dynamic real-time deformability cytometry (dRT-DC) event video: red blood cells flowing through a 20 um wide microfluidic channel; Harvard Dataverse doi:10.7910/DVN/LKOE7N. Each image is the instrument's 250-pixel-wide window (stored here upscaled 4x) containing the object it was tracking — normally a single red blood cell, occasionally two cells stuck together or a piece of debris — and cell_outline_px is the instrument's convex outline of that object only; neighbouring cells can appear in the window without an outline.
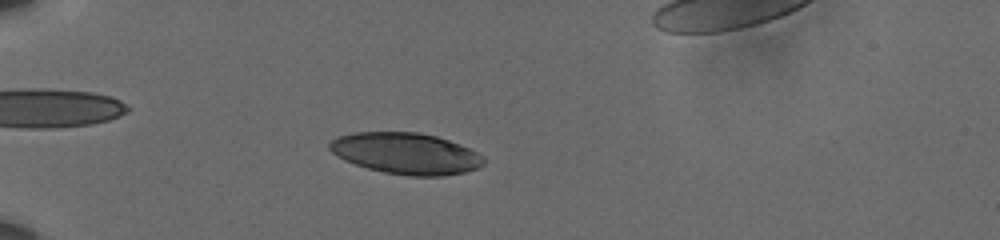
{"species": "human", "species_latin": "Homo sapiens", "temperature_condition": "cold", "stored_images_in_passage": 58, "camera_frame_rate_fps": 3000, "um_per_image_px": 0.085, "donor": {"sex": "male"}, "frame": {"image": 1, "passage_image": 18, "time_ms": 5.667, "image_size_px": [1000, 240], "cell_outline_px": [[484, 164], [476, 168], [464, 172], [444, 176], [408, 176], [384, 172], [368, 168], [344, 160], [336, 156], [328, 148], [328, 144], [332, 140], [340, 136], [356, 132], [420, 132], [436, 136], [460, 144], [484, 156]], "centroid_in_image_um": [34.5, 13.04], "position_along_channel_um": 50.5, "area_um2": 37.05}}
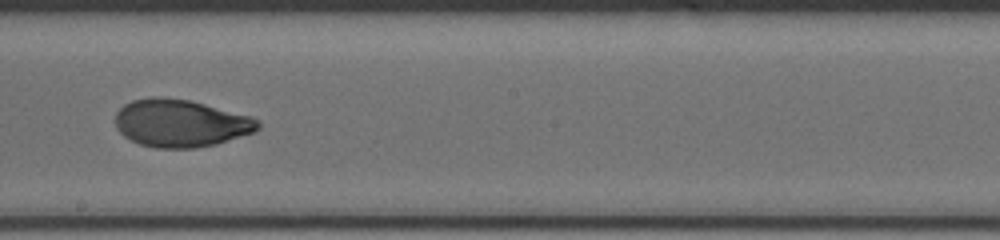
{"frame": {"image": 2, "passage_image": 36, "time_ms": 11.667, "image_size_px": [1000, 240], "cell_outline_px": [[260, 128], [256, 132], [216, 144], [196, 148], [156, 148], [140, 144], [124, 136], [116, 128], [116, 112], [124, 104], [132, 100], [152, 96], [160, 96], [188, 100], [252, 116], [260, 120]], "centroid_in_image_um": [15.37, 10.47], "position_along_channel_um": 232.8, "area_um2": 39.77}}
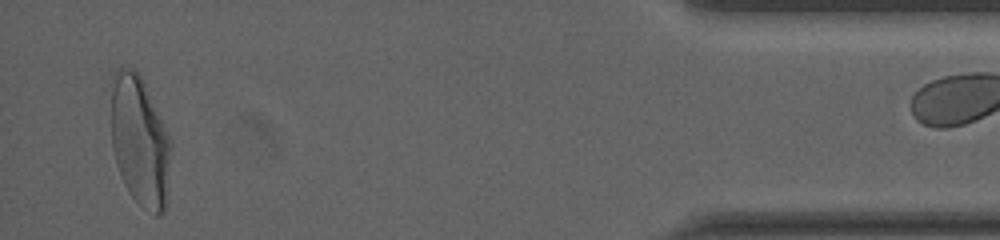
{"frame": {"image": 3, "passage_image": 57, "time_ms": 18.667, "image_size_px": [1000, 240], "cell_outline_px": [[168, 200], [164, 212], [160, 216], [156, 216], [144, 208], [132, 196], [124, 184], [116, 164], [112, 148], [112, 72], [120, 68], [136, 68], [140, 72], [168, 136]], "centroid_in_image_um": [11.85, 12.0], "position_along_channel_um": 423.3, "area_um2": 44.85}}